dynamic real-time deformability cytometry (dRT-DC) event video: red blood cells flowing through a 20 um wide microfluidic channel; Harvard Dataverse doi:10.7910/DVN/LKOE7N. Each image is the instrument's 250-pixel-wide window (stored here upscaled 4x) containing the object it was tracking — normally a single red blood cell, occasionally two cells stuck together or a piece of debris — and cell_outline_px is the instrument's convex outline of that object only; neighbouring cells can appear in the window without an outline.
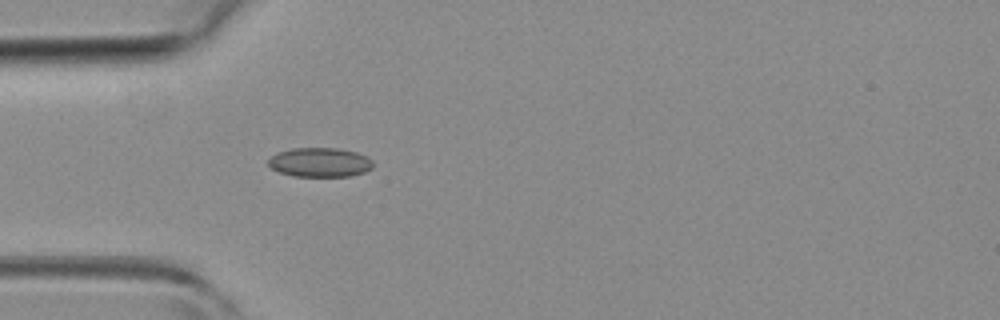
{"species": "common noctule bat (a hibernating species)", "species_latin": "Nyctalus noctula", "temperature_condition": "room temperature", "stored_images_in_passage": 1, "camera_frame_rate_fps": 3000, "um_per_image_px": 0.085, "animal": {"sex": "female", "body_mass_g": 19.3, "forearm_length_mm": 54.1}, "frame": {"image": 1, "passage_image": 1, "time_ms": 0.0, "image_size_px": [1000, 320], "cell_outline_px": [[372, 168], [364, 172], [348, 176], [296, 176], [280, 172], [272, 168], [268, 164], [268, 160], [276, 152], [292, 148], [336, 148], [356, 152], [368, 156], [372, 160]], "centroid_in_image_um": [27.19, 13.79], "position_along_channel_um": 57.8, "area_um2": 17.8}}